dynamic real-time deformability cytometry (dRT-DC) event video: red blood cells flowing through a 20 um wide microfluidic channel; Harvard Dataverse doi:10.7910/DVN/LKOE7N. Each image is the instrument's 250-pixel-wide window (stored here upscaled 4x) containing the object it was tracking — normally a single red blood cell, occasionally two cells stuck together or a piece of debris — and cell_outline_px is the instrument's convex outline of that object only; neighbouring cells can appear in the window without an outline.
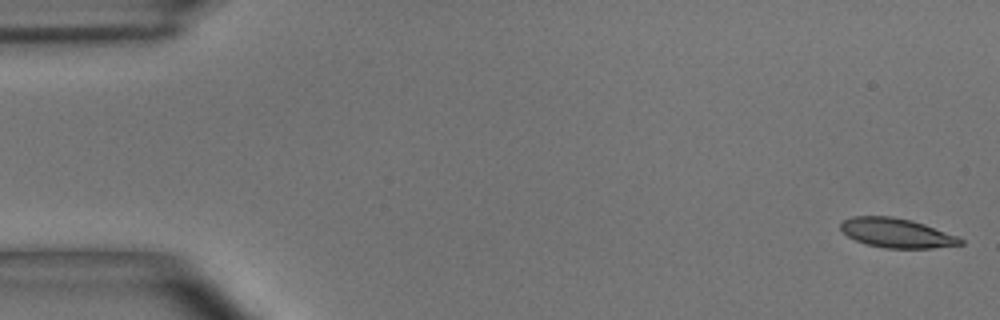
{"species": "common noctule bat (a hibernating species)", "species_latin": "Nyctalus noctula", "temperature_condition": "room temperature", "stored_images_in_passage": 55, "camera_frame_rate_fps": 3000, "um_per_image_px": 0.085, "animal": {"sex": "male", "body_mass_g": 15.6}, "frame": {"image": 1, "passage_image": 1, "time_ms": 0.0, "image_size_px": [1000, 320], "cell_outline_px": [[964, 244], [932, 248], [884, 248], [868, 244], [856, 240], [848, 236], [840, 228], [840, 224], [844, 220], [852, 216], [892, 216], [912, 220], [924, 224], [956, 236], [964, 240]], "centroid_in_image_um": [76.21, 19.8], "position_along_channel_um": 8.8, "area_um2": 20.35}}
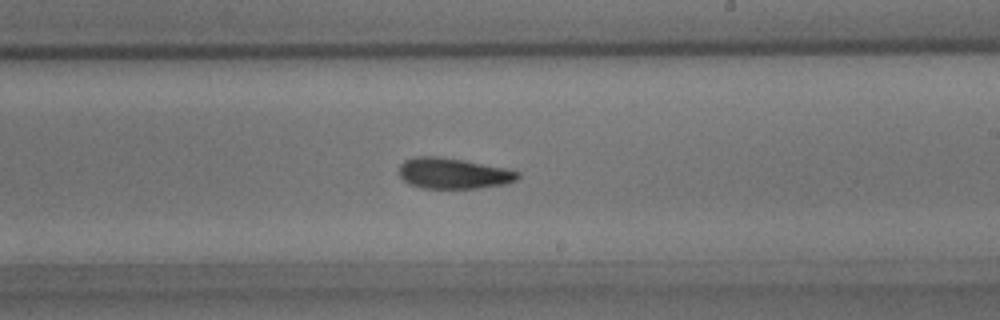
{"frame": {"image": 2, "passage_image": 32, "time_ms": 10.333, "image_size_px": [1000, 320], "cell_outline_px": [[520, 176], [516, 180], [504, 184], [476, 188], [420, 188], [408, 184], [400, 176], [400, 164], [404, 160], [416, 156], [440, 156], [464, 160], [504, 168], [520, 172]], "centroid_in_image_um": [38.5, 14.73], "position_along_channel_um": 250.5, "area_um2": 21.27}}
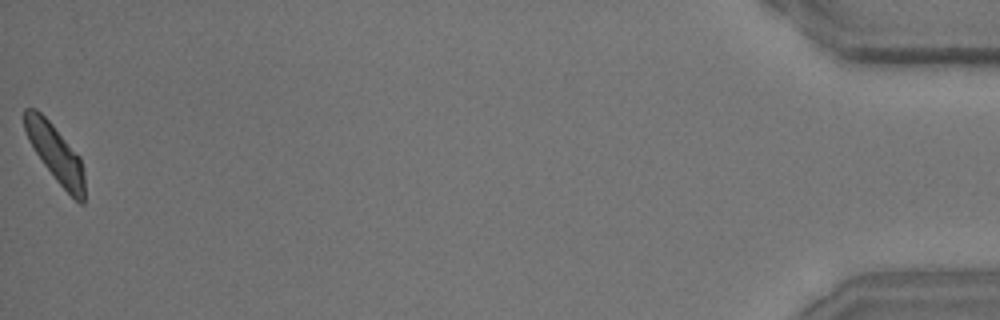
{"frame": {"image": 3, "passage_image": 55, "time_ms": 18.0, "image_size_px": [1000, 320], "cell_outline_px": [[84, 204], [80, 204], [56, 180], [44, 164], [28, 140], [24, 128], [24, 108], [36, 108], [52, 124], [80, 156], [84, 172]], "centroid_in_image_um": [4.71, 13.02], "position_along_channel_um": 430.5, "area_um2": 19.71}, "authors_computed_cell_mechanics": {"area_um2": 20.9814, "velocity_mm_per_s": 3.6007, "shape_relaxation_time_tau1_ms": 4.7832, "shape_relaxation_time_tau2_ms": 2.2024, "deformation_change_tau1": 0.1594, "deformation_change_tau2": 0.097}}